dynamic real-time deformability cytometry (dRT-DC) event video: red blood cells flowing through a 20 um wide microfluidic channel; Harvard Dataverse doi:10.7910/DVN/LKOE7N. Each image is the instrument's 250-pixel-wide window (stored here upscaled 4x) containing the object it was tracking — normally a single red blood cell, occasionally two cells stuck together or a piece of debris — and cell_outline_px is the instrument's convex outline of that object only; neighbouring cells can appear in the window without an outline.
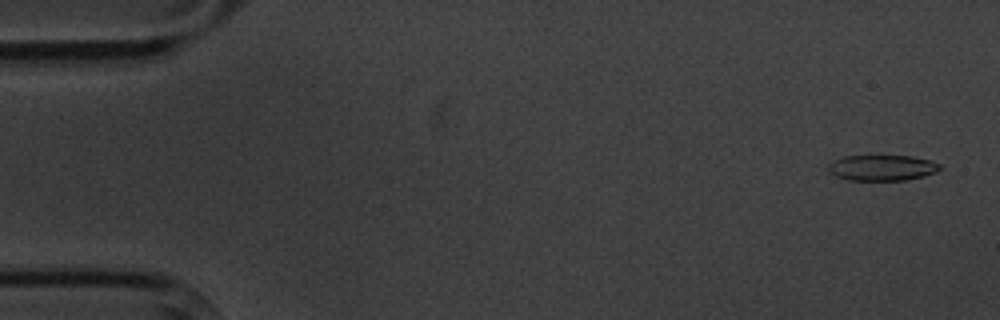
{"species": "common noctule bat (a hibernating species)", "species_latin": "Nyctalus noctula", "temperature_condition": "cold", "stored_images_in_passage": 4, "camera_frame_rate_fps": 3000, "um_per_image_px": 0.085, "animal": {"sex": "male", "body_mass_g": 20.1, "forearm_length_mm": 53.5}, "frame": {"image": 1, "passage_image": 1, "time_ms": 0.0, "image_size_px": [1000, 320], "cell_outline_px": [[940, 168], [936, 172], [924, 176], [904, 180], [848, 180], [836, 176], [828, 172], [828, 164], [844, 156], [912, 156], [932, 160], [940, 164]], "centroid_in_image_um": [74.99, 14.26], "position_along_channel_um": 10.0, "area_um2": 16.7}}